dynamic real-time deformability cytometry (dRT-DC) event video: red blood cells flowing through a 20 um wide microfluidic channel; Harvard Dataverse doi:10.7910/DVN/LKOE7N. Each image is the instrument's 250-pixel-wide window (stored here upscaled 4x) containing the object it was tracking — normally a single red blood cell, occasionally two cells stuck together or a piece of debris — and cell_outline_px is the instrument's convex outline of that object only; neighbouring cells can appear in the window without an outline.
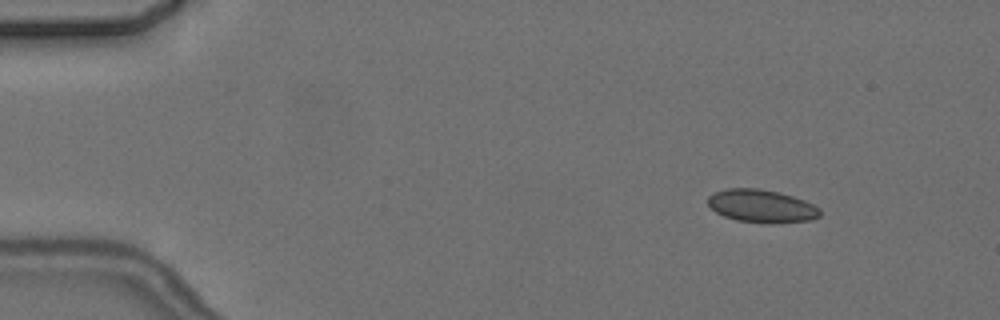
{"species": "common noctule bat (a hibernating species)", "species_latin": "Nyctalus noctula", "temperature_condition": "cold", "stored_images_in_passage": 4, "camera_frame_rate_fps": 3000, "um_per_image_px": 0.085, "animal": {"sex": "female", "body_mass_g": 24.6, "forearm_length_mm": 56.2}, "frame": {"image": 1, "passage_image": 2, "time_ms": 1.333, "image_size_px": [1000, 320], "cell_outline_px": [[820, 216], [812, 220], [772, 224], [736, 220], [724, 216], [716, 212], [708, 204], [708, 196], [716, 192], [728, 188], [756, 188], [780, 192], [804, 200], [820, 208]], "centroid_in_image_um": [64.76, 17.52], "position_along_channel_um": 20.2, "area_um2": 21.56}}